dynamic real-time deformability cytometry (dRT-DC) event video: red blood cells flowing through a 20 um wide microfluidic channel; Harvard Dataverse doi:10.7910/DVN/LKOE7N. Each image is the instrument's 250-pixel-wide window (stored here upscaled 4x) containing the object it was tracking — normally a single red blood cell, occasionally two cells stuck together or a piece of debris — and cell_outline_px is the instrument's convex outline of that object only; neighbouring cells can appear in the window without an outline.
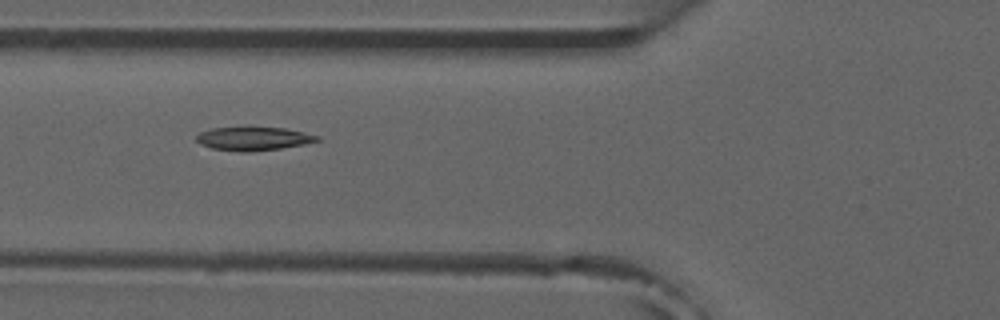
{"species": "common noctule bat (a hibernating species)", "species_latin": "Nyctalus noctula", "temperature_condition": "room temperature", "stored_images_in_passage": 6, "camera_frame_rate_fps": 3000, "um_per_image_px": 0.085, "animal": {"sex": "male", "forearm_length_mm": 52.5}, "frame": {"image": 1, "passage_image": 4, "time_ms": 3.333, "image_size_px": [1000, 320], "cell_outline_px": [[320, 140], [304, 144], [280, 148], [248, 152], [240, 152], [212, 148], [200, 144], [196, 140], [196, 136], [200, 132], [212, 128], [244, 124], [284, 128], [304, 132], [320, 136]], "centroid_in_image_um": [21.5, 11.73], "position_along_channel_um": 104.3, "area_um2": 17.34}}
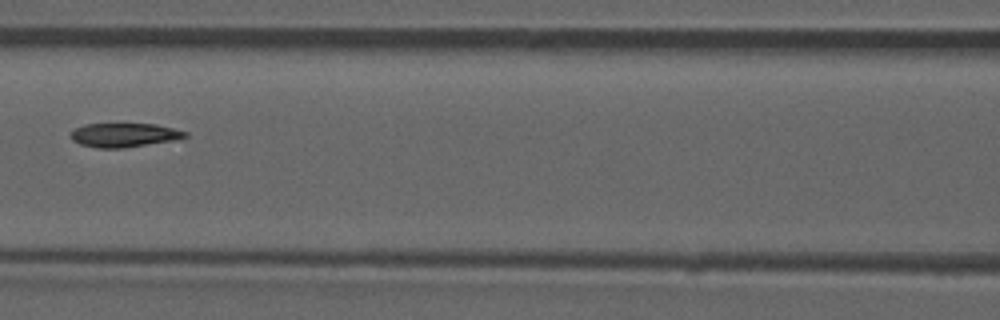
{"frame": {"image": 2, "passage_image": 5, "time_ms": 4.667, "image_size_px": [1000, 320], "cell_outline_px": [[188, 136], [184, 140], [124, 148], [96, 148], [80, 144], [72, 140], [72, 132], [76, 128], [84, 124], [156, 124], [188, 132]], "centroid_in_image_um": [10.66, 11.5], "position_along_channel_um": 155.9, "area_um2": 16.3}}